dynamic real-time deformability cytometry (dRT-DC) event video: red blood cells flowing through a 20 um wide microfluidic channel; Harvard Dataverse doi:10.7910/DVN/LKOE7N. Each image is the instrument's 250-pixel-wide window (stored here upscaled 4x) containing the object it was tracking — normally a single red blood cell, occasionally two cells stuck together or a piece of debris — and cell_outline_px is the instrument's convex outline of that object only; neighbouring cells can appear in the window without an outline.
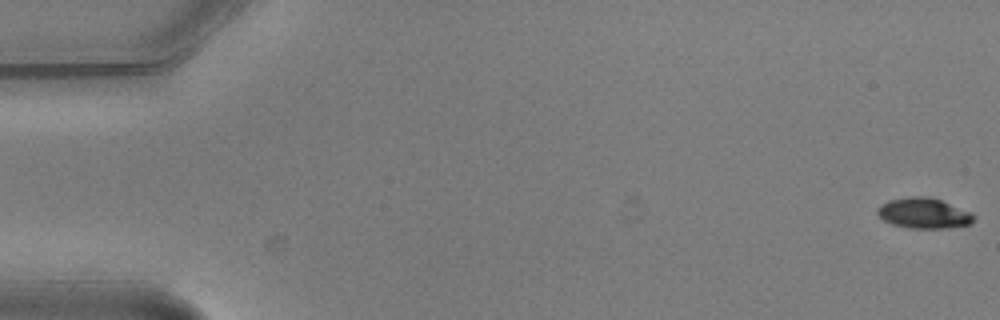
{"species": "common noctule bat (a hibernating species)", "species_latin": "Nyctalus noctula", "temperature_condition": "warm", "stored_images_in_passage": 5, "camera_frame_rate_fps": 3000, "um_per_image_px": 0.085, "animal": {"sex": "male", "body_mass_g": 20.5, "forearm_length_mm": 52.5}, "frame": {"image": 1, "passage_image": 1, "time_ms": 0.0, "image_size_px": [1000, 320], "cell_outline_px": [[976, 216], [972, 224], [948, 228], [908, 228], [892, 224], [884, 220], [876, 212], [876, 208], [880, 204], [888, 200], [908, 196], [928, 196], [940, 200], [972, 212]], "centroid_in_image_um": [78.52, 18.12], "position_along_channel_um": 6.5, "area_um2": 17.34}}
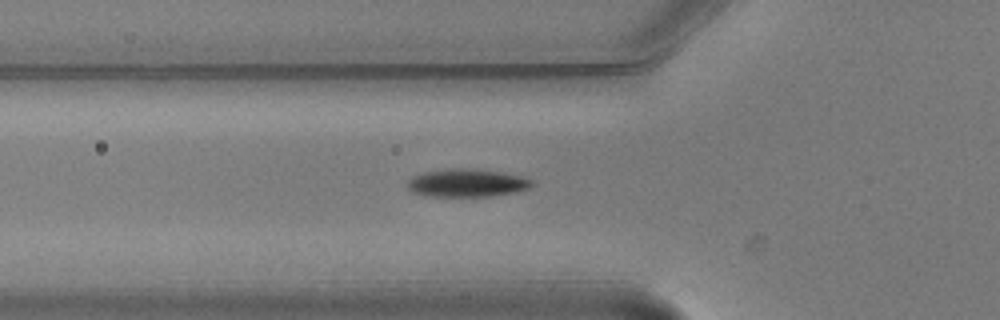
{"frame": {"image": 2, "passage_image": 5, "time_ms": 1.333, "image_size_px": [1000, 320], "cell_outline_px": [[536, 184], [532, 188], [516, 192], [492, 196], [428, 196], [412, 192], [408, 188], [408, 180], [412, 176], [424, 172], [448, 168], [468, 168], [500, 172], [524, 176], [532, 180]], "centroid_in_image_um": [39.74, 15.55], "position_along_channel_um": 86.1, "area_um2": 20.52}}